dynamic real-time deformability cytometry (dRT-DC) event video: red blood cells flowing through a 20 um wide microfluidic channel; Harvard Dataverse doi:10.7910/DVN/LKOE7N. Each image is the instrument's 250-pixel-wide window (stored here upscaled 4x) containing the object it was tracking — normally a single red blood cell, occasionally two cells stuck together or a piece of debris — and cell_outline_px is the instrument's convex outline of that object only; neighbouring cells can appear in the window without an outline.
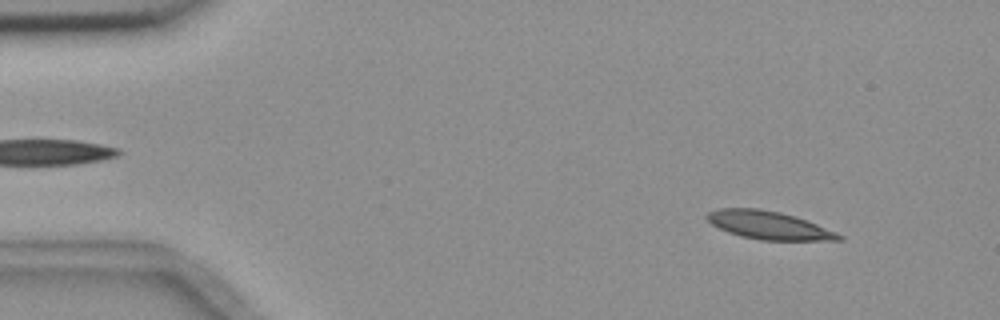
{"species": "common noctule bat (a hibernating species)", "species_latin": "Nyctalus noctula", "temperature_condition": "room temperature", "stored_images_in_passage": 5, "camera_frame_rate_fps": 3000, "um_per_image_px": 0.085, "animal": {"sex": "female", "body_mass_g": 18.4}, "frame": {"image": 1, "passage_image": 1, "time_ms": 0.0, "image_size_px": [1000, 320], "cell_outline_px": [[844, 240], [760, 240], [740, 236], [728, 232], [712, 224], [704, 216], [708, 212], [716, 208], [760, 208], [780, 212], [816, 224], [836, 232], [844, 236]], "centroid_in_image_um": [65.31, 19.14], "position_along_channel_um": 19.7, "area_um2": 21.44}}
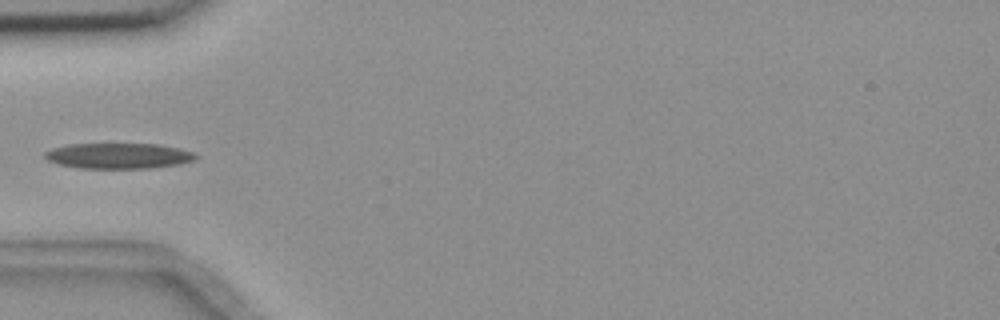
{"frame": {"image": 2, "passage_image": 4, "time_ms": 4.0, "image_size_px": [1000, 320], "cell_outline_px": [[200, 156], [196, 160], [180, 164], [148, 168], [80, 168], [60, 164], [48, 160], [44, 156], [44, 152], [52, 148], [68, 144], [160, 144], [180, 148], [192, 152]], "centroid_in_image_um": [10.12, 13.24], "position_along_channel_um": 74.9, "area_um2": 22.54}}